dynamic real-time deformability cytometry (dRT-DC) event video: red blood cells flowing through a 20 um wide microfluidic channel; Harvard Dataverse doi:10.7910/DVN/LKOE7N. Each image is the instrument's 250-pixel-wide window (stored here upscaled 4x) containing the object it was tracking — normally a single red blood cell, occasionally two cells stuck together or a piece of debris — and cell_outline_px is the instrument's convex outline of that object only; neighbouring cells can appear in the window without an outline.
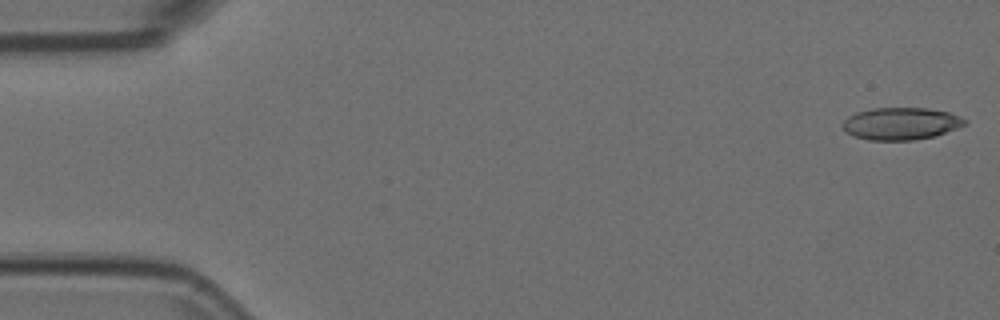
{"species": "Egyptian fruit bat (a non-hibernating species)", "species_latin": "Rousettus aegyptiacus", "temperature_condition": "room temperature", "stored_images_in_passage": 54, "camera_frame_rate_fps": 3000, "um_per_image_px": 0.085, "animal": {"sex": "female"}, "frame": {"image": 1, "passage_image": 1, "time_ms": 0.0, "image_size_px": [1000, 320], "cell_outline_px": [[968, 124], [936, 136], [912, 140], [868, 140], [852, 136], [844, 132], [840, 124], [848, 116], [856, 112], [872, 108], [928, 108], [948, 112], [960, 116], [968, 120]], "centroid_in_image_um": [76.56, 10.51], "position_along_channel_um": 8.4, "area_um2": 23.35}}
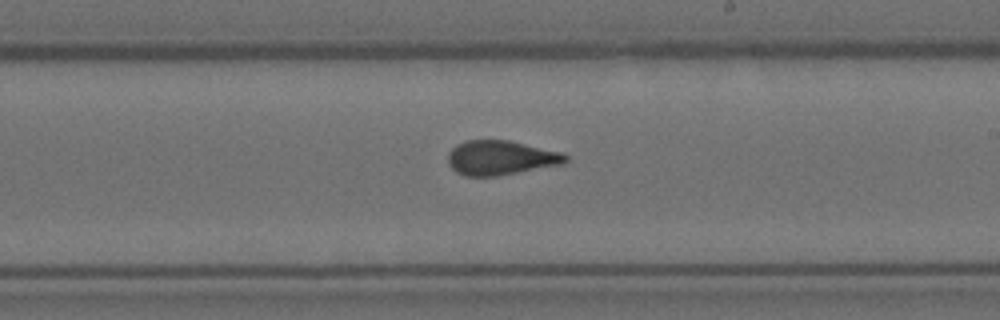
{"frame": {"image": 2, "passage_image": 31, "time_ms": 10.0, "image_size_px": [1000, 320], "cell_outline_px": [[568, 160], [564, 164], [496, 176], [464, 176], [456, 172], [448, 164], [448, 152], [456, 144], [468, 140], [508, 140], [564, 152], [568, 156]], "centroid_in_image_um": [42.58, 13.41], "position_along_channel_um": 246.4, "area_um2": 23.81}}
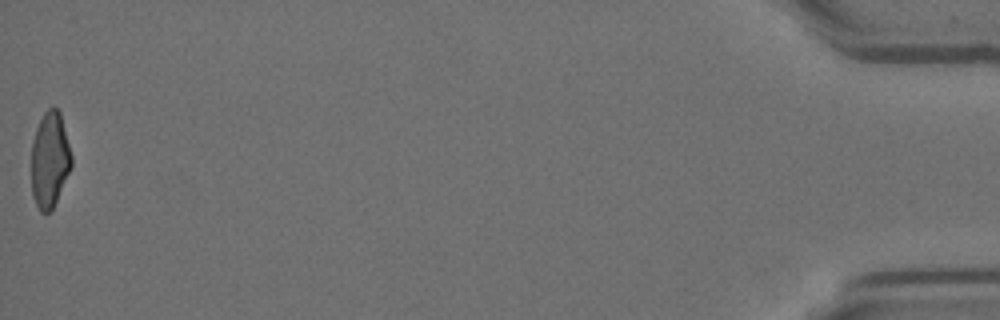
{"frame": {"image": 3, "passage_image": 54, "time_ms": 17.667, "image_size_px": [1000, 320], "cell_outline_px": [[72, 164], [56, 200], [52, 208], [48, 212], [40, 212], [32, 196], [32, 140], [36, 128], [44, 112], [52, 104], [60, 112], [72, 156]], "centroid_in_image_um": [4.22, 13.54], "position_along_channel_um": 431.0, "area_um2": 22.14}, "authors_computed_cell_mechanics": {"area_um2": 23.7558, "velocity_mm_per_s": 3.7323, "shape_relaxation_time_tau1_ms": null, "shape_relaxation_time_tau2_ms": 1.5334, "deformation_change_tau1": null, "deformation_change_tau2": 0.0961}}